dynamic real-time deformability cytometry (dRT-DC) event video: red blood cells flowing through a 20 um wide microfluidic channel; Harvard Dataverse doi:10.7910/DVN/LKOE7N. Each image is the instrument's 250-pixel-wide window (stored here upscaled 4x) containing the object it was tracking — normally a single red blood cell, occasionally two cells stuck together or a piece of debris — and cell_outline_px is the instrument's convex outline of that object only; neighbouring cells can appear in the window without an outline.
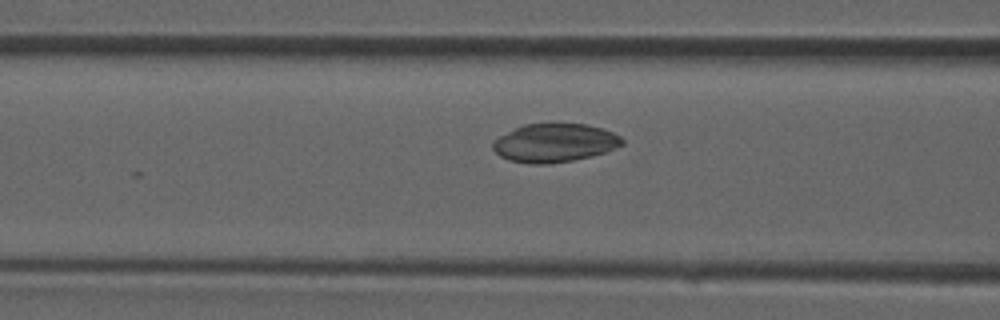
{"species": "common noctule bat (a hibernating species)", "species_latin": "Nyctalus noctula", "temperature_condition": "room temperature", "stored_images_in_passage": 22, "camera_frame_rate_fps": 3000, "um_per_image_px": 0.085, "animal": {"sex": "male", "forearm_length_mm": 52.5}, "frame": {"image": 1, "passage_image": 11, "time_ms": 3.333, "image_size_px": [1000, 320], "cell_outline_px": [[624, 144], [604, 152], [592, 156], [572, 160], [548, 164], [532, 164], [508, 160], [500, 156], [492, 148], [492, 140], [524, 124], [588, 124], [612, 132], [620, 136], [624, 140]], "centroid_in_image_um": [47.13, 12.15], "position_along_channel_um": 119.5, "area_um2": 28.84}}
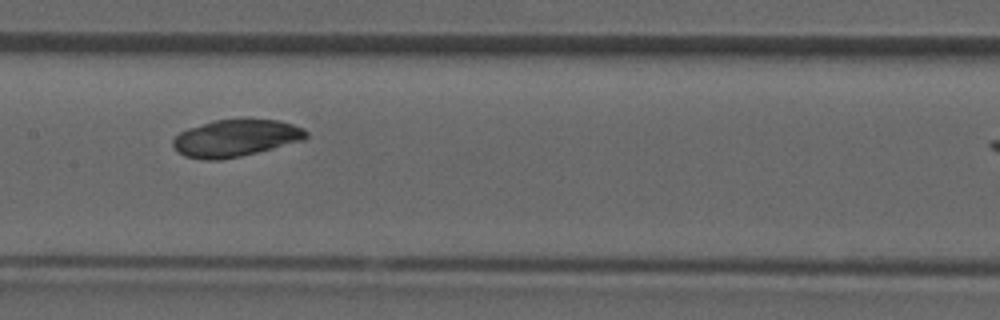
{"frame": {"image": 2, "passage_image": 15, "time_ms": 4.667, "image_size_px": [1000, 320], "cell_outline_px": [[308, 136], [304, 140], [240, 156], [220, 160], [204, 160], [184, 156], [172, 144], [172, 140], [180, 132], [188, 128], [216, 120], [280, 120], [304, 128], [308, 132]], "centroid_in_image_um": [20.04, 11.74], "position_along_channel_um": 187.4, "area_um2": 28.38}}
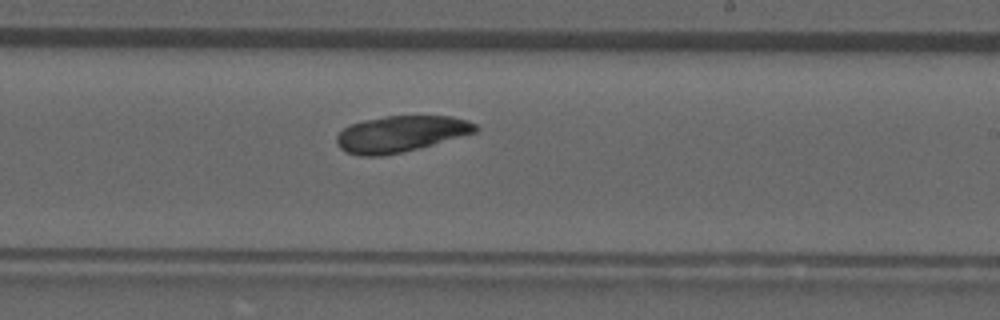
{"frame": {"image": 3, "passage_image": 19, "time_ms": 6.0, "image_size_px": [1000, 320], "cell_outline_px": [[480, 128], [476, 132], [432, 144], [400, 152], [380, 156], [360, 156], [344, 152], [336, 144], [336, 136], [348, 124], [364, 120], [384, 116], [452, 116], [468, 120], [476, 124]], "centroid_in_image_um": [34.02, 11.37], "position_along_channel_um": 255.0, "area_um2": 29.25}}